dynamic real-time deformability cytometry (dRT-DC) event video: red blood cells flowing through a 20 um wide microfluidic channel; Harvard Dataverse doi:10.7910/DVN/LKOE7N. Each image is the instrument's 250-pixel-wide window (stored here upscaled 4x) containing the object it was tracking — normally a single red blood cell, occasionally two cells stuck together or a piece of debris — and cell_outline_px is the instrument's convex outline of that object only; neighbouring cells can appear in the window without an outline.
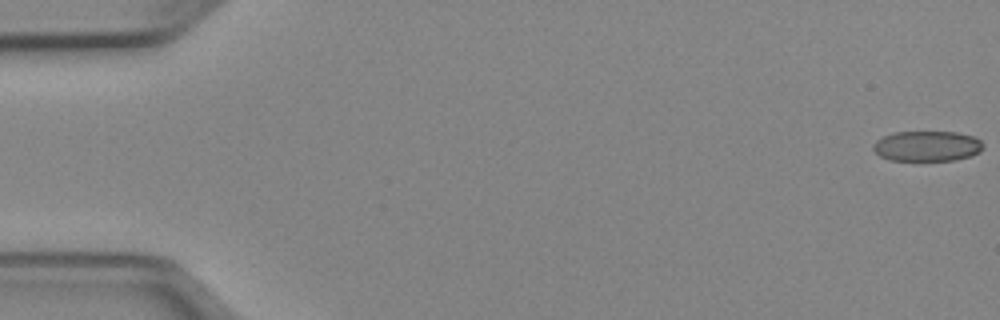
{"species": "Egyptian fruit bat (a non-hibernating species)", "species_latin": "Rousettus aegyptiacus", "temperature_condition": "cold", "stored_images_in_passage": 51, "camera_frame_rate_fps": 3000, "um_per_image_px": 0.085, "animal": {"sex": "female"}, "frame": {"image": 1, "passage_image": 1, "time_ms": 0.0, "image_size_px": [1000, 320], "cell_outline_px": [[984, 148], [980, 152], [972, 156], [956, 160], [888, 160], [880, 156], [872, 148], [872, 144], [876, 140], [892, 132], [956, 132], [972, 136], [980, 140], [984, 144]], "centroid_in_image_um": [78.81, 12.42], "position_along_channel_um": 6.2, "area_um2": 19.59}}
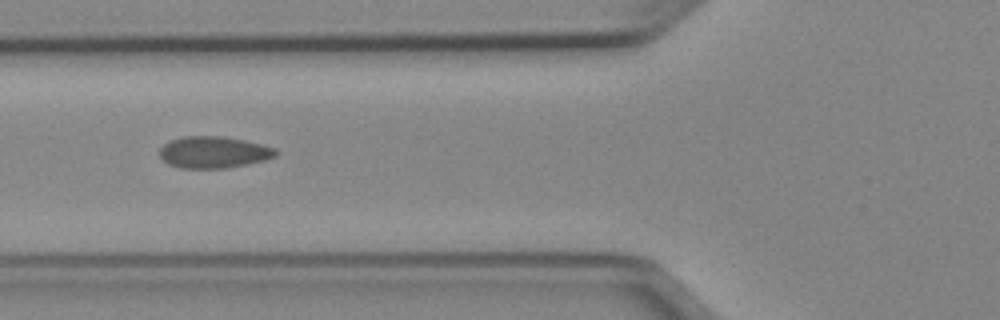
{"frame": {"image": 2, "passage_image": 20, "time_ms": 6.333, "image_size_px": [1000, 320], "cell_outline_px": [[276, 156], [264, 160], [224, 168], [180, 168], [168, 164], [160, 156], [160, 148], [164, 144], [172, 140], [184, 136], [224, 136], [264, 144], [276, 148]], "centroid_in_image_um": [18.16, 12.93], "position_along_channel_um": 107.6, "area_um2": 21.33}}
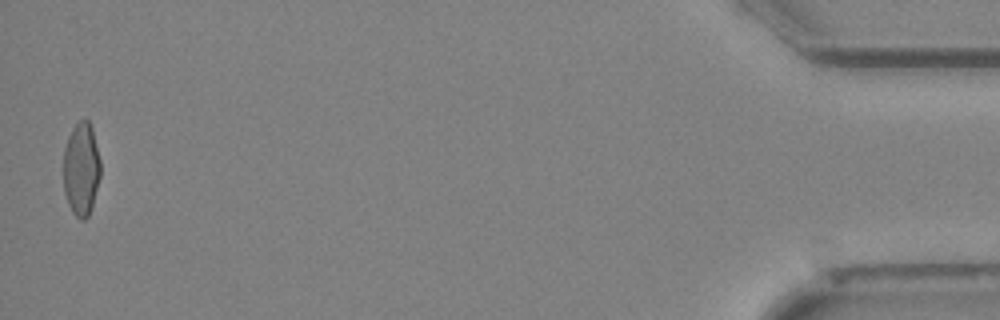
{"frame": {"image": 3, "passage_image": 51, "time_ms": 16.667, "image_size_px": [1000, 320], "cell_outline_px": [[100, 176], [92, 204], [88, 216], [84, 220], [80, 220], [72, 212], [68, 204], [64, 192], [64, 148], [68, 136], [72, 128], [80, 120], [88, 120], [92, 128], [100, 160]], "centroid_in_image_um": [6.9, 14.37], "position_along_channel_um": 428.3, "area_um2": 20.0}, "authors_computed_cell_mechanics": {"area_um2": 20.9236, "velocity_mm_per_s": 3.9893, "shape_relaxation_time_tau1_ms": null, "shape_relaxation_time_tau2_ms": 1.0193, "deformation_change_tau1": null, "deformation_change_tau2": 0.0466}}